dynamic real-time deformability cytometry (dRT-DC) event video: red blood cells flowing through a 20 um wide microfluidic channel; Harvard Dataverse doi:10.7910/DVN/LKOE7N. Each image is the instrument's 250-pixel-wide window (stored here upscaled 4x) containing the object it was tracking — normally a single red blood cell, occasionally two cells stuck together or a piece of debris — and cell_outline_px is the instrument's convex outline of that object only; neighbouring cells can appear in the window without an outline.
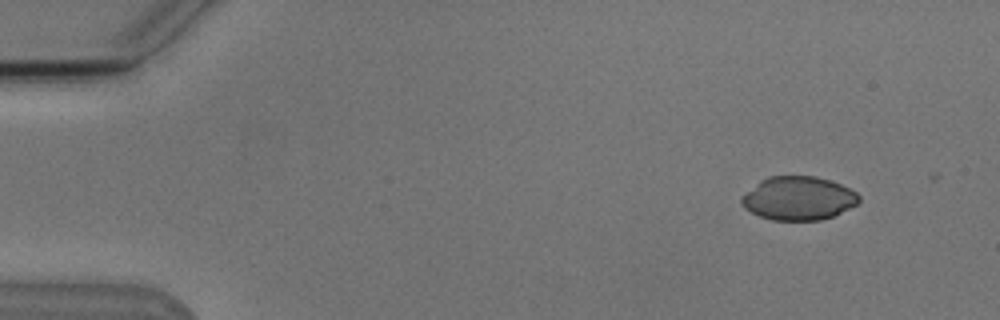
{"species": "Egyptian fruit bat (a non-hibernating species)", "species_latin": "Rousettus aegyptiacus", "temperature_condition": "cold", "stored_images_in_passage": 2, "camera_frame_rate_fps": 3000, "um_per_image_px": 0.085, "animal": {"sex": "male"}, "frame": {"image": 1, "passage_image": 1, "time_ms": 0.0, "image_size_px": [1000, 320], "cell_outline_px": [[860, 200], [856, 204], [832, 216], [820, 220], [772, 220], [760, 216], [744, 208], [740, 204], [740, 196], [760, 180], [768, 176], [816, 176], [840, 184], [856, 192], [860, 196]], "centroid_in_image_um": [67.81, 16.85], "position_along_channel_um": 17.2, "area_um2": 29.77}}